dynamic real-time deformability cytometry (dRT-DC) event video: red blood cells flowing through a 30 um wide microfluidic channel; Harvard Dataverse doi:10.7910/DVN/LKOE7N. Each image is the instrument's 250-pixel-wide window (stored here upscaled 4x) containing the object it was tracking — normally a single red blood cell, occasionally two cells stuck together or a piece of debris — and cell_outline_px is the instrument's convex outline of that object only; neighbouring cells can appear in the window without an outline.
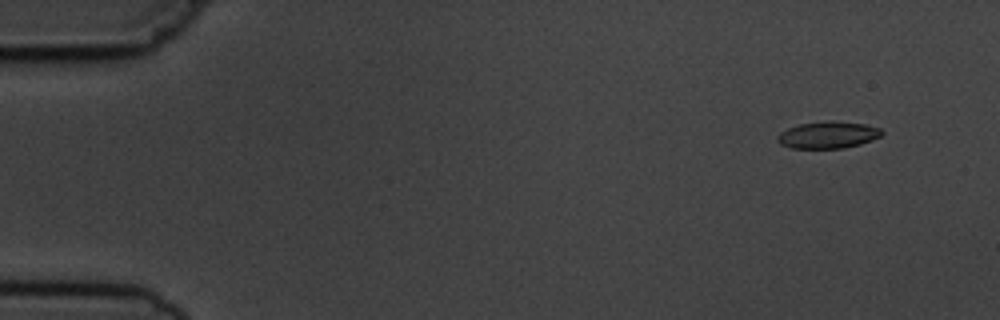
{"species": "common noctule bat (a hibernating species)", "species_latin": "Nyctalus noctula", "temperature_condition": "cold", "stored_images_in_passage": 9, "camera_frame_rate_fps": 3000, "um_per_image_px": 0.085, "animal": {"sex": "male", "body_mass_g": 19.5, "forearm_length_mm": 54.6}, "frame": {"image": 1, "passage_image": 1, "time_ms": 0.0, "image_size_px": [1000, 320], "cell_outline_px": [[884, 132], [880, 136], [872, 140], [860, 144], [844, 148], [792, 148], [780, 144], [776, 140], [776, 136], [780, 132], [788, 128], [800, 124], [828, 120], [832, 120], [864, 124], [880, 128]], "centroid_in_image_um": [70.36, 11.46], "position_along_channel_um": 14.6, "area_um2": 16.42}}
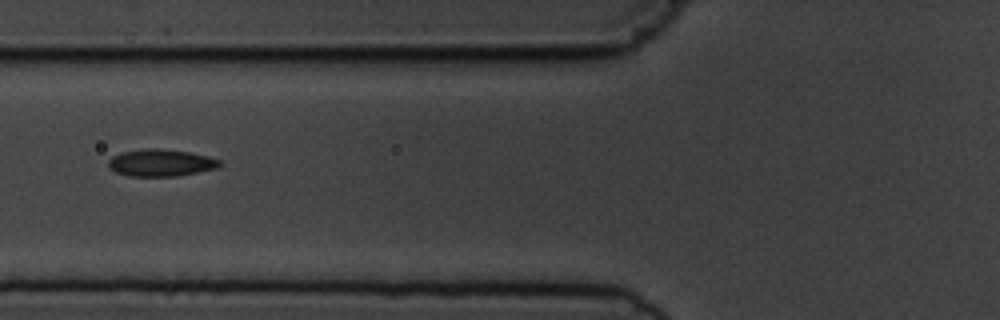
{"frame": {"image": 2, "passage_image": 6, "time_ms": 5.667, "image_size_px": [1000, 320], "cell_outline_px": [[224, 164], [216, 168], [176, 176], [128, 176], [116, 172], [108, 168], [108, 160], [112, 156], [120, 152], [144, 148], [156, 148], [188, 152], [208, 156], [220, 160]], "centroid_in_image_um": [13.63, 13.83], "position_along_channel_um": 112.2, "area_um2": 17.63}}
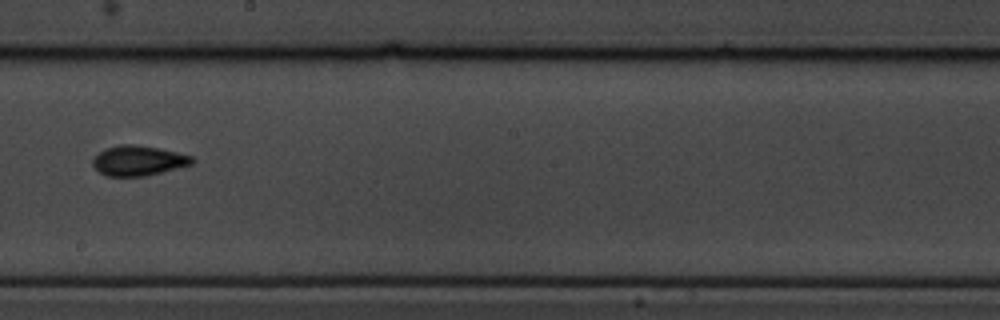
{"frame": {"image": 3, "passage_image": 9, "time_ms": 9.0, "image_size_px": [1000, 320], "cell_outline_px": [[196, 160], [192, 164], [144, 176], [108, 176], [100, 172], [92, 164], [92, 160], [100, 152], [108, 148], [120, 144], [136, 144], [176, 152], [192, 156]], "centroid_in_image_um": [11.77, 13.65], "position_along_channel_um": 236.4, "area_um2": 17.05}}